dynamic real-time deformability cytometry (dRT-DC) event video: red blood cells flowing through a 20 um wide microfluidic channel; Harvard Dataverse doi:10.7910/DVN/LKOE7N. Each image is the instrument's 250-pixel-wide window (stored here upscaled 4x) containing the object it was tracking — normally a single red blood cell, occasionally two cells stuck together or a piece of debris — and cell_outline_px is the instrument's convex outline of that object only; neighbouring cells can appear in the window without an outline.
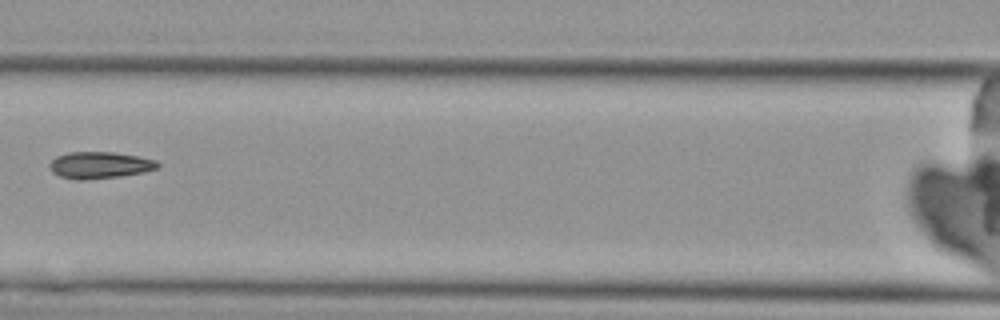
{"species": "Egyptian fruit bat (a non-hibernating species)", "species_latin": "Rousettus aegyptiacus", "temperature_condition": "cold", "stored_images_in_passage": 8, "camera_frame_rate_fps": 3000, "um_per_image_px": 0.085, "animal": {"sex": "female"}, "frame": {"image": 1, "passage_image": 5, "time_ms": 5.333, "image_size_px": [1000, 320], "cell_outline_px": [[160, 164], [156, 168], [144, 172], [120, 176], [84, 180], [80, 180], [60, 176], [52, 172], [48, 164], [56, 156], [68, 152], [112, 152], [136, 156], [156, 160]], "centroid_in_image_um": [8.44, 14.03], "position_along_channel_um": 158.2, "area_um2": 16.7}}
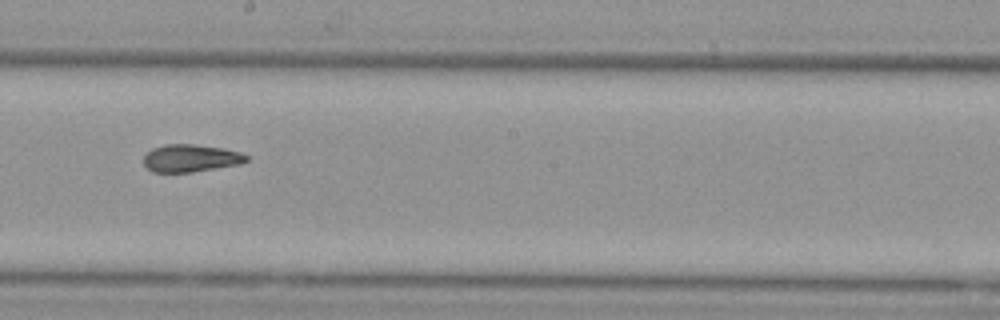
{"frame": {"image": 2, "passage_image": 7, "time_ms": 7.333, "image_size_px": [1000, 320], "cell_outline_px": [[248, 160], [240, 164], [192, 172], [152, 172], [144, 164], [144, 156], [152, 148], [164, 144], [192, 144], [224, 148], [240, 152], [248, 156]], "centroid_in_image_um": [16.21, 13.44], "position_along_channel_um": 232.0, "area_um2": 16.47}}
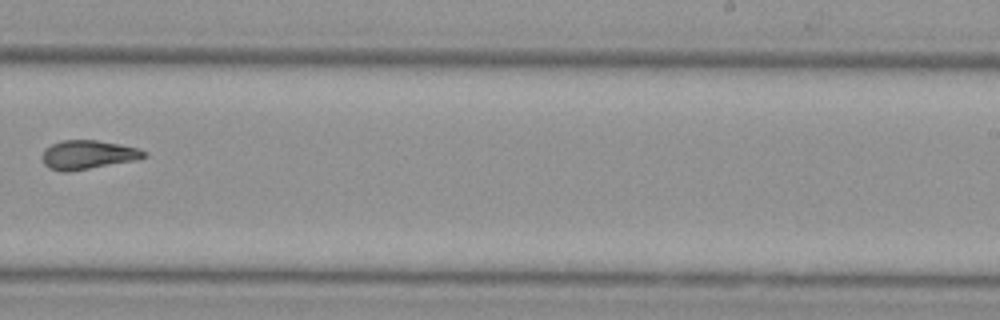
{"frame": {"image": 3, "passage_image": 8, "time_ms": 8.667, "image_size_px": [1000, 320], "cell_outline_px": [[148, 156], [140, 160], [68, 172], [60, 172], [48, 168], [44, 164], [40, 156], [44, 148], [60, 140], [96, 140], [120, 144], [140, 148], [148, 152]], "centroid_in_image_um": [7.49, 13.16], "position_along_channel_um": 281.5, "area_um2": 17.74}}